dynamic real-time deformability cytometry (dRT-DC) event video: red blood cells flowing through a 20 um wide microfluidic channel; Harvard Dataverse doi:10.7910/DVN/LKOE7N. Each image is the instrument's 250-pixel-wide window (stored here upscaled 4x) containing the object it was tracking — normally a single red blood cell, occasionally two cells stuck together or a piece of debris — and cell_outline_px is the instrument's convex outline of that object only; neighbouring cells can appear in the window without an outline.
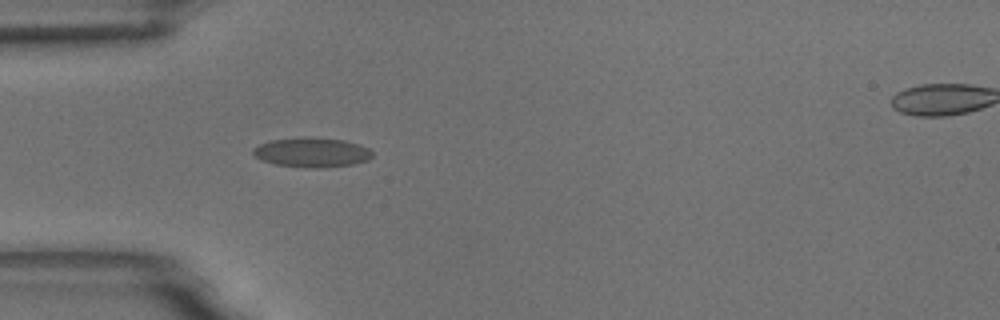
{"species": "common noctule bat (a hibernating species)", "species_latin": "Nyctalus noctula", "temperature_condition": "room temperature", "stored_images_in_passage": 39, "camera_frame_rate_fps": 3000, "um_per_image_px": 0.085, "animal": {"sex": "male", "body_mass_g": 18.8}, "frame": {"image": 1, "passage_image": 6, "time_ms": 1.667, "image_size_px": [1000, 320], "cell_outline_px": [[372, 156], [368, 160], [352, 164], [324, 168], [304, 168], [276, 164], [260, 160], [252, 152], [252, 148], [260, 144], [272, 140], [304, 136], [344, 140], [368, 148], [372, 152]], "centroid_in_image_um": [26.48, 12.95], "position_along_channel_um": 58.5, "area_um2": 20.63}, "authors_computed_cell_mechanics": {"area_um2": 19.1318, "velocity_mm_per_s": 3.4925, "shape_relaxation_time_tau1_ms": 6.3502, "shape_relaxation_time_tau2_ms": null, "deformation_change_tau1": 0.1712, "deformation_change_tau2": null}}